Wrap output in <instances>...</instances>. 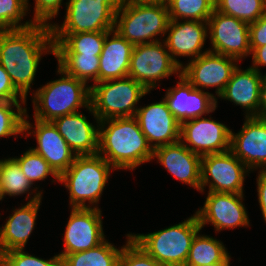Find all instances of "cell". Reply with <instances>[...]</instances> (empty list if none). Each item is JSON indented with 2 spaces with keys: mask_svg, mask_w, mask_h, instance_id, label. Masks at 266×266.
I'll use <instances>...</instances> for the list:
<instances>
[{
  "mask_svg": "<svg viewBox=\"0 0 266 266\" xmlns=\"http://www.w3.org/2000/svg\"><path fill=\"white\" fill-rule=\"evenodd\" d=\"M126 245L119 256V266H165L152 258L127 234Z\"/></svg>",
  "mask_w": 266,
  "mask_h": 266,
  "instance_id": "36",
  "label": "cell"
},
{
  "mask_svg": "<svg viewBox=\"0 0 266 266\" xmlns=\"http://www.w3.org/2000/svg\"><path fill=\"white\" fill-rule=\"evenodd\" d=\"M172 74L180 75L181 67L172 59L165 42L134 45L128 70L129 77L150 92L158 86L157 81Z\"/></svg>",
  "mask_w": 266,
  "mask_h": 266,
  "instance_id": "9",
  "label": "cell"
},
{
  "mask_svg": "<svg viewBox=\"0 0 266 266\" xmlns=\"http://www.w3.org/2000/svg\"><path fill=\"white\" fill-rule=\"evenodd\" d=\"M259 118L266 119V74L262 76V93Z\"/></svg>",
  "mask_w": 266,
  "mask_h": 266,
  "instance_id": "43",
  "label": "cell"
},
{
  "mask_svg": "<svg viewBox=\"0 0 266 266\" xmlns=\"http://www.w3.org/2000/svg\"><path fill=\"white\" fill-rule=\"evenodd\" d=\"M204 206L196 211L201 228L206 224L215 230L249 226V217L241 200L244 194L208 192Z\"/></svg>",
  "mask_w": 266,
  "mask_h": 266,
  "instance_id": "15",
  "label": "cell"
},
{
  "mask_svg": "<svg viewBox=\"0 0 266 266\" xmlns=\"http://www.w3.org/2000/svg\"><path fill=\"white\" fill-rule=\"evenodd\" d=\"M170 20L207 22L215 10V0H164Z\"/></svg>",
  "mask_w": 266,
  "mask_h": 266,
  "instance_id": "30",
  "label": "cell"
},
{
  "mask_svg": "<svg viewBox=\"0 0 266 266\" xmlns=\"http://www.w3.org/2000/svg\"><path fill=\"white\" fill-rule=\"evenodd\" d=\"M105 125H107L105 127ZM98 154L115 170H132L152 161L153 149L135 116L99 121Z\"/></svg>",
  "mask_w": 266,
  "mask_h": 266,
  "instance_id": "2",
  "label": "cell"
},
{
  "mask_svg": "<svg viewBox=\"0 0 266 266\" xmlns=\"http://www.w3.org/2000/svg\"><path fill=\"white\" fill-rule=\"evenodd\" d=\"M164 2H121L115 14L114 30L133 45L160 41L169 24ZM155 37V39H154Z\"/></svg>",
  "mask_w": 266,
  "mask_h": 266,
  "instance_id": "4",
  "label": "cell"
},
{
  "mask_svg": "<svg viewBox=\"0 0 266 266\" xmlns=\"http://www.w3.org/2000/svg\"><path fill=\"white\" fill-rule=\"evenodd\" d=\"M231 257L223 245L212 236L200 235L194 237L185 266H202L216 262H230Z\"/></svg>",
  "mask_w": 266,
  "mask_h": 266,
  "instance_id": "27",
  "label": "cell"
},
{
  "mask_svg": "<svg viewBox=\"0 0 266 266\" xmlns=\"http://www.w3.org/2000/svg\"><path fill=\"white\" fill-rule=\"evenodd\" d=\"M111 168L115 170L99 154L76 156L72 165L59 176V182L69 190L71 208H92L90 204L97 205Z\"/></svg>",
  "mask_w": 266,
  "mask_h": 266,
  "instance_id": "5",
  "label": "cell"
},
{
  "mask_svg": "<svg viewBox=\"0 0 266 266\" xmlns=\"http://www.w3.org/2000/svg\"><path fill=\"white\" fill-rule=\"evenodd\" d=\"M154 158H157L159 163L177 180L201 192L202 156L193 153L181 141H178L154 149Z\"/></svg>",
  "mask_w": 266,
  "mask_h": 266,
  "instance_id": "21",
  "label": "cell"
},
{
  "mask_svg": "<svg viewBox=\"0 0 266 266\" xmlns=\"http://www.w3.org/2000/svg\"><path fill=\"white\" fill-rule=\"evenodd\" d=\"M107 33H52L54 55L100 56Z\"/></svg>",
  "mask_w": 266,
  "mask_h": 266,
  "instance_id": "26",
  "label": "cell"
},
{
  "mask_svg": "<svg viewBox=\"0 0 266 266\" xmlns=\"http://www.w3.org/2000/svg\"><path fill=\"white\" fill-rule=\"evenodd\" d=\"M166 32H168V36L163 41L166 43L172 59L180 67L183 64L175 58L176 56L192 57L191 60H193L209 51L206 50L202 53V48L208 37V22L170 20Z\"/></svg>",
  "mask_w": 266,
  "mask_h": 266,
  "instance_id": "20",
  "label": "cell"
},
{
  "mask_svg": "<svg viewBox=\"0 0 266 266\" xmlns=\"http://www.w3.org/2000/svg\"><path fill=\"white\" fill-rule=\"evenodd\" d=\"M26 102V99L13 85L8 73L0 64V101Z\"/></svg>",
  "mask_w": 266,
  "mask_h": 266,
  "instance_id": "39",
  "label": "cell"
},
{
  "mask_svg": "<svg viewBox=\"0 0 266 266\" xmlns=\"http://www.w3.org/2000/svg\"><path fill=\"white\" fill-rule=\"evenodd\" d=\"M133 48L118 32L110 30L99 56V82L127 77Z\"/></svg>",
  "mask_w": 266,
  "mask_h": 266,
  "instance_id": "25",
  "label": "cell"
},
{
  "mask_svg": "<svg viewBox=\"0 0 266 266\" xmlns=\"http://www.w3.org/2000/svg\"><path fill=\"white\" fill-rule=\"evenodd\" d=\"M249 171L230 150L204 155L201 159V192L209 184L208 192L243 194L244 179Z\"/></svg>",
  "mask_w": 266,
  "mask_h": 266,
  "instance_id": "10",
  "label": "cell"
},
{
  "mask_svg": "<svg viewBox=\"0 0 266 266\" xmlns=\"http://www.w3.org/2000/svg\"><path fill=\"white\" fill-rule=\"evenodd\" d=\"M196 213L182 223L148 233L130 234L152 258L165 266H185L192 241L200 232Z\"/></svg>",
  "mask_w": 266,
  "mask_h": 266,
  "instance_id": "6",
  "label": "cell"
},
{
  "mask_svg": "<svg viewBox=\"0 0 266 266\" xmlns=\"http://www.w3.org/2000/svg\"><path fill=\"white\" fill-rule=\"evenodd\" d=\"M178 78L177 85L166 91L164 99L169 110L180 123L216 110V96L194 88L181 74Z\"/></svg>",
  "mask_w": 266,
  "mask_h": 266,
  "instance_id": "19",
  "label": "cell"
},
{
  "mask_svg": "<svg viewBox=\"0 0 266 266\" xmlns=\"http://www.w3.org/2000/svg\"><path fill=\"white\" fill-rule=\"evenodd\" d=\"M0 259L5 266H61V258L55 255L48 260L38 258L25 252L24 249H16L4 252Z\"/></svg>",
  "mask_w": 266,
  "mask_h": 266,
  "instance_id": "37",
  "label": "cell"
},
{
  "mask_svg": "<svg viewBox=\"0 0 266 266\" xmlns=\"http://www.w3.org/2000/svg\"><path fill=\"white\" fill-rule=\"evenodd\" d=\"M49 53L54 54L49 26L33 24L29 28L0 30V64L25 98L42 55Z\"/></svg>",
  "mask_w": 266,
  "mask_h": 266,
  "instance_id": "1",
  "label": "cell"
},
{
  "mask_svg": "<svg viewBox=\"0 0 266 266\" xmlns=\"http://www.w3.org/2000/svg\"><path fill=\"white\" fill-rule=\"evenodd\" d=\"M28 117L26 111L23 132H28V135L34 134L38 144L37 147L31 149L40 154L60 176L72 165L77 155L68 146L52 122L35 119V127L31 130L33 127L27 120Z\"/></svg>",
  "mask_w": 266,
  "mask_h": 266,
  "instance_id": "16",
  "label": "cell"
},
{
  "mask_svg": "<svg viewBox=\"0 0 266 266\" xmlns=\"http://www.w3.org/2000/svg\"><path fill=\"white\" fill-rule=\"evenodd\" d=\"M28 6V0H0V30H14L32 26L33 20L25 23L20 22L26 15Z\"/></svg>",
  "mask_w": 266,
  "mask_h": 266,
  "instance_id": "33",
  "label": "cell"
},
{
  "mask_svg": "<svg viewBox=\"0 0 266 266\" xmlns=\"http://www.w3.org/2000/svg\"><path fill=\"white\" fill-rule=\"evenodd\" d=\"M164 0H120V2L139 3V2H163Z\"/></svg>",
  "mask_w": 266,
  "mask_h": 266,
  "instance_id": "44",
  "label": "cell"
},
{
  "mask_svg": "<svg viewBox=\"0 0 266 266\" xmlns=\"http://www.w3.org/2000/svg\"><path fill=\"white\" fill-rule=\"evenodd\" d=\"M101 214L97 206L71 208L69 221L64 230V251L58 254L60 258L94 248L106 239Z\"/></svg>",
  "mask_w": 266,
  "mask_h": 266,
  "instance_id": "13",
  "label": "cell"
},
{
  "mask_svg": "<svg viewBox=\"0 0 266 266\" xmlns=\"http://www.w3.org/2000/svg\"><path fill=\"white\" fill-rule=\"evenodd\" d=\"M262 74L249 67L234 70L223 92L221 99L229 100L246 110L245 117H258L261 105Z\"/></svg>",
  "mask_w": 266,
  "mask_h": 266,
  "instance_id": "23",
  "label": "cell"
},
{
  "mask_svg": "<svg viewBox=\"0 0 266 266\" xmlns=\"http://www.w3.org/2000/svg\"><path fill=\"white\" fill-rule=\"evenodd\" d=\"M60 79L49 81L36 90L32 103L34 104V119L52 122L64 115L77 113L79 107L90 106L91 86L69 76L58 67Z\"/></svg>",
  "mask_w": 266,
  "mask_h": 266,
  "instance_id": "3",
  "label": "cell"
},
{
  "mask_svg": "<svg viewBox=\"0 0 266 266\" xmlns=\"http://www.w3.org/2000/svg\"><path fill=\"white\" fill-rule=\"evenodd\" d=\"M135 117L153 150L180 141V122L171 113L164 98L138 108Z\"/></svg>",
  "mask_w": 266,
  "mask_h": 266,
  "instance_id": "17",
  "label": "cell"
},
{
  "mask_svg": "<svg viewBox=\"0 0 266 266\" xmlns=\"http://www.w3.org/2000/svg\"><path fill=\"white\" fill-rule=\"evenodd\" d=\"M149 91L127 76L120 79L107 80L91 86L90 106L87 108L99 121L136 115V104Z\"/></svg>",
  "mask_w": 266,
  "mask_h": 266,
  "instance_id": "7",
  "label": "cell"
},
{
  "mask_svg": "<svg viewBox=\"0 0 266 266\" xmlns=\"http://www.w3.org/2000/svg\"><path fill=\"white\" fill-rule=\"evenodd\" d=\"M4 198V194L2 192V187H1V183H0V200H2Z\"/></svg>",
  "mask_w": 266,
  "mask_h": 266,
  "instance_id": "46",
  "label": "cell"
},
{
  "mask_svg": "<svg viewBox=\"0 0 266 266\" xmlns=\"http://www.w3.org/2000/svg\"><path fill=\"white\" fill-rule=\"evenodd\" d=\"M58 61V67L69 76L84 82L93 80L99 82V56L93 55H54Z\"/></svg>",
  "mask_w": 266,
  "mask_h": 266,
  "instance_id": "29",
  "label": "cell"
},
{
  "mask_svg": "<svg viewBox=\"0 0 266 266\" xmlns=\"http://www.w3.org/2000/svg\"><path fill=\"white\" fill-rule=\"evenodd\" d=\"M257 176V192L260 209L266 222V170H260Z\"/></svg>",
  "mask_w": 266,
  "mask_h": 266,
  "instance_id": "41",
  "label": "cell"
},
{
  "mask_svg": "<svg viewBox=\"0 0 266 266\" xmlns=\"http://www.w3.org/2000/svg\"><path fill=\"white\" fill-rule=\"evenodd\" d=\"M63 24H51V33L109 32L115 26L120 0H68Z\"/></svg>",
  "mask_w": 266,
  "mask_h": 266,
  "instance_id": "8",
  "label": "cell"
},
{
  "mask_svg": "<svg viewBox=\"0 0 266 266\" xmlns=\"http://www.w3.org/2000/svg\"><path fill=\"white\" fill-rule=\"evenodd\" d=\"M215 10L250 24L266 13V0H215Z\"/></svg>",
  "mask_w": 266,
  "mask_h": 266,
  "instance_id": "31",
  "label": "cell"
},
{
  "mask_svg": "<svg viewBox=\"0 0 266 266\" xmlns=\"http://www.w3.org/2000/svg\"><path fill=\"white\" fill-rule=\"evenodd\" d=\"M250 49L266 45V13L249 24Z\"/></svg>",
  "mask_w": 266,
  "mask_h": 266,
  "instance_id": "40",
  "label": "cell"
},
{
  "mask_svg": "<svg viewBox=\"0 0 266 266\" xmlns=\"http://www.w3.org/2000/svg\"><path fill=\"white\" fill-rule=\"evenodd\" d=\"M62 2L63 0H35L34 24H42L50 27L51 23H48V20H52L58 15Z\"/></svg>",
  "mask_w": 266,
  "mask_h": 266,
  "instance_id": "38",
  "label": "cell"
},
{
  "mask_svg": "<svg viewBox=\"0 0 266 266\" xmlns=\"http://www.w3.org/2000/svg\"><path fill=\"white\" fill-rule=\"evenodd\" d=\"M21 104L26 102L0 101V138L23 134L24 116L27 111ZM17 112L13 111V107Z\"/></svg>",
  "mask_w": 266,
  "mask_h": 266,
  "instance_id": "34",
  "label": "cell"
},
{
  "mask_svg": "<svg viewBox=\"0 0 266 266\" xmlns=\"http://www.w3.org/2000/svg\"><path fill=\"white\" fill-rule=\"evenodd\" d=\"M37 191L26 205L17 208L9 216L5 225L0 227V255L16 249H24L32 230L40 207L42 192Z\"/></svg>",
  "mask_w": 266,
  "mask_h": 266,
  "instance_id": "22",
  "label": "cell"
},
{
  "mask_svg": "<svg viewBox=\"0 0 266 266\" xmlns=\"http://www.w3.org/2000/svg\"><path fill=\"white\" fill-rule=\"evenodd\" d=\"M0 266H5L1 259H0Z\"/></svg>",
  "mask_w": 266,
  "mask_h": 266,
  "instance_id": "47",
  "label": "cell"
},
{
  "mask_svg": "<svg viewBox=\"0 0 266 266\" xmlns=\"http://www.w3.org/2000/svg\"><path fill=\"white\" fill-rule=\"evenodd\" d=\"M231 130L219 121L203 117L180 123V141L200 156L230 150Z\"/></svg>",
  "mask_w": 266,
  "mask_h": 266,
  "instance_id": "12",
  "label": "cell"
},
{
  "mask_svg": "<svg viewBox=\"0 0 266 266\" xmlns=\"http://www.w3.org/2000/svg\"><path fill=\"white\" fill-rule=\"evenodd\" d=\"M0 183L2 192L9 196L23 195L30 192L33 185L21 170L18 162L13 158L1 160Z\"/></svg>",
  "mask_w": 266,
  "mask_h": 266,
  "instance_id": "32",
  "label": "cell"
},
{
  "mask_svg": "<svg viewBox=\"0 0 266 266\" xmlns=\"http://www.w3.org/2000/svg\"><path fill=\"white\" fill-rule=\"evenodd\" d=\"M251 55L253 62L251 67L260 72L259 66H266V45L254 48Z\"/></svg>",
  "mask_w": 266,
  "mask_h": 266,
  "instance_id": "42",
  "label": "cell"
},
{
  "mask_svg": "<svg viewBox=\"0 0 266 266\" xmlns=\"http://www.w3.org/2000/svg\"><path fill=\"white\" fill-rule=\"evenodd\" d=\"M236 62L232 57L208 51L182 66L181 75L196 89L215 87L218 97L238 66Z\"/></svg>",
  "mask_w": 266,
  "mask_h": 266,
  "instance_id": "14",
  "label": "cell"
},
{
  "mask_svg": "<svg viewBox=\"0 0 266 266\" xmlns=\"http://www.w3.org/2000/svg\"><path fill=\"white\" fill-rule=\"evenodd\" d=\"M212 48L209 51L232 57L237 61L251 54L249 24L216 10L208 19Z\"/></svg>",
  "mask_w": 266,
  "mask_h": 266,
  "instance_id": "11",
  "label": "cell"
},
{
  "mask_svg": "<svg viewBox=\"0 0 266 266\" xmlns=\"http://www.w3.org/2000/svg\"><path fill=\"white\" fill-rule=\"evenodd\" d=\"M202 266H230V262H216V263L202 265Z\"/></svg>",
  "mask_w": 266,
  "mask_h": 266,
  "instance_id": "45",
  "label": "cell"
},
{
  "mask_svg": "<svg viewBox=\"0 0 266 266\" xmlns=\"http://www.w3.org/2000/svg\"><path fill=\"white\" fill-rule=\"evenodd\" d=\"M230 151L249 170H266V119L245 117L238 133L231 130Z\"/></svg>",
  "mask_w": 266,
  "mask_h": 266,
  "instance_id": "18",
  "label": "cell"
},
{
  "mask_svg": "<svg viewBox=\"0 0 266 266\" xmlns=\"http://www.w3.org/2000/svg\"><path fill=\"white\" fill-rule=\"evenodd\" d=\"M121 250L105 239L94 248L64 255L61 266H119Z\"/></svg>",
  "mask_w": 266,
  "mask_h": 266,
  "instance_id": "28",
  "label": "cell"
},
{
  "mask_svg": "<svg viewBox=\"0 0 266 266\" xmlns=\"http://www.w3.org/2000/svg\"><path fill=\"white\" fill-rule=\"evenodd\" d=\"M77 112L52 121L59 134L77 156L98 154L99 127Z\"/></svg>",
  "mask_w": 266,
  "mask_h": 266,
  "instance_id": "24",
  "label": "cell"
},
{
  "mask_svg": "<svg viewBox=\"0 0 266 266\" xmlns=\"http://www.w3.org/2000/svg\"><path fill=\"white\" fill-rule=\"evenodd\" d=\"M21 167L22 172L29 181H41L52 175L59 182V175L44 160V158L31 148L23 153L19 158H14Z\"/></svg>",
  "mask_w": 266,
  "mask_h": 266,
  "instance_id": "35",
  "label": "cell"
}]
</instances>
